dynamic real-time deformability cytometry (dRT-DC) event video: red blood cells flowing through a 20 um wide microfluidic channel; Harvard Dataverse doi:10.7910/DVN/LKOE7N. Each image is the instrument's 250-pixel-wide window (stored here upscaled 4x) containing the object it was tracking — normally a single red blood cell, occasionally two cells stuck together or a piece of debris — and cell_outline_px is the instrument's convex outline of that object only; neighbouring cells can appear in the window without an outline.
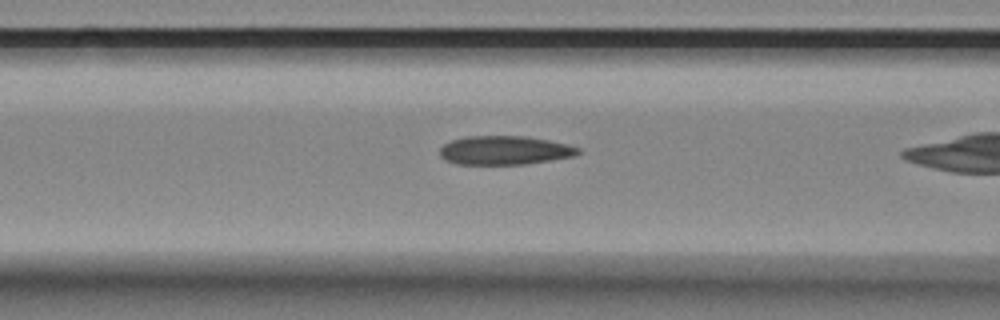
{"species": "Egyptian fruit bat (a non-hibernating species)", "species_latin": "Rousettus aegyptiacus", "temperature_condition": "room temperature", "stored_images_in_passage": 30, "camera_frame_rate_fps": 3000, "um_per_image_px": 0.085, "animal": {"sex": "female"}, "frame": {"image": 1, "passage_image": 8, "time_ms": 2.333, "image_size_px": [1000, 320], "cell_outline_px": [[580, 152], [572, 156], [524, 164], [456, 164], [444, 160], [440, 156], [440, 148], [444, 144], [452, 140], [468, 136], [524, 136], [548, 140], [568, 144], [580, 148]], "centroid_in_image_um": [42.85, 12.77], "position_along_channel_um": 123.7, "area_um2": 23.06}}
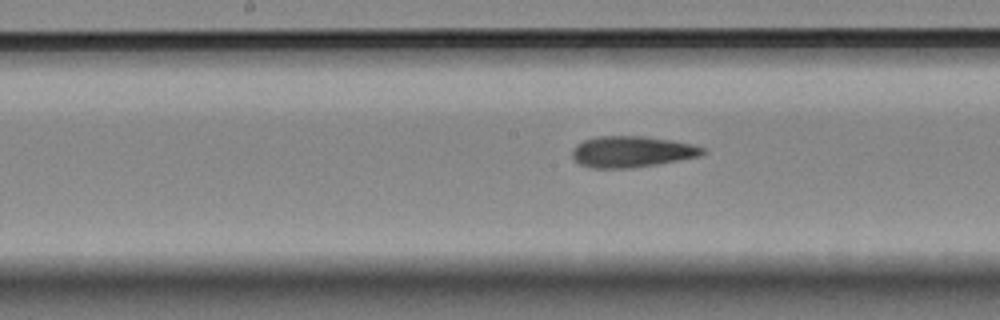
{"frame": {"image": 2, "passage_image": 14, "time_ms": 4.333, "image_size_px": [1000, 320], "cell_outline_px": [[708, 152], [700, 156], [656, 164], [628, 168], [592, 168], [580, 164], [572, 156], [572, 148], [576, 144], [584, 140], [600, 136], [644, 136], [692, 144], [704, 148]], "centroid_in_image_um": [53.69, 12.89], "position_along_channel_um": 194.5, "area_um2": 23.52}}
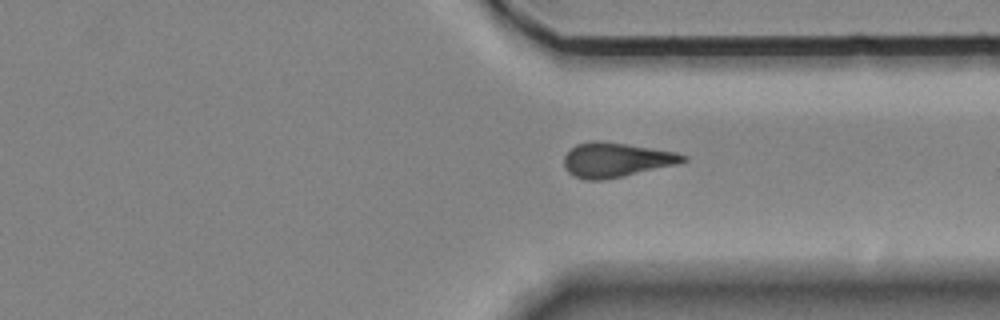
{"frame": {"image": 3, "passage_image": 28, "time_ms": 9.0, "image_size_px": [1000, 320], "cell_outline_px": [[688, 160], [676, 164], [604, 180], [584, 180], [568, 172], [564, 168], [564, 156], [576, 144], [592, 140], [600, 140], [628, 144], [676, 152], [688, 156]], "centroid_in_image_um": [52.35, 13.58], "position_along_channel_um": 359.1, "area_um2": 23.87}}